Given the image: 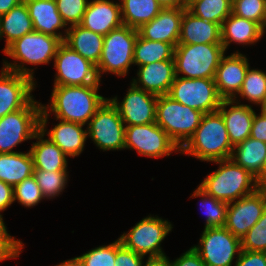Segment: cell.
Instances as JSON below:
<instances>
[{"mask_svg": "<svg viewBox=\"0 0 266 266\" xmlns=\"http://www.w3.org/2000/svg\"><path fill=\"white\" fill-rule=\"evenodd\" d=\"M5 223L4 215L0 214V243H25L21 239H17L14 235L12 236Z\"/></svg>", "mask_w": 266, "mask_h": 266, "instance_id": "49", "label": "cell"}, {"mask_svg": "<svg viewBox=\"0 0 266 266\" xmlns=\"http://www.w3.org/2000/svg\"><path fill=\"white\" fill-rule=\"evenodd\" d=\"M210 163L218 167L209 172L198 185L207 195L229 204L259 188L256 178L231 158Z\"/></svg>", "mask_w": 266, "mask_h": 266, "instance_id": "4", "label": "cell"}, {"mask_svg": "<svg viewBox=\"0 0 266 266\" xmlns=\"http://www.w3.org/2000/svg\"><path fill=\"white\" fill-rule=\"evenodd\" d=\"M259 110L266 113V98H265L263 104L259 107Z\"/></svg>", "mask_w": 266, "mask_h": 266, "instance_id": "55", "label": "cell"}, {"mask_svg": "<svg viewBox=\"0 0 266 266\" xmlns=\"http://www.w3.org/2000/svg\"><path fill=\"white\" fill-rule=\"evenodd\" d=\"M183 8H164L150 22L143 24L138 30V34L152 41H161L178 45L181 32V21Z\"/></svg>", "mask_w": 266, "mask_h": 266, "instance_id": "21", "label": "cell"}, {"mask_svg": "<svg viewBox=\"0 0 266 266\" xmlns=\"http://www.w3.org/2000/svg\"><path fill=\"white\" fill-rule=\"evenodd\" d=\"M256 110L258 109L239 103L234 99L222 100L217 111L222 115L229 140L233 147L250 137L252 121Z\"/></svg>", "mask_w": 266, "mask_h": 266, "instance_id": "22", "label": "cell"}, {"mask_svg": "<svg viewBox=\"0 0 266 266\" xmlns=\"http://www.w3.org/2000/svg\"><path fill=\"white\" fill-rule=\"evenodd\" d=\"M16 153H0V180L15 186L34 173V164L27 149Z\"/></svg>", "mask_w": 266, "mask_h": 266, "instance_id": "30", "label": "cell"}, {"mask_svg": "<svg viewBox=\"0 0 266 266\" xmlns=\"http://www.w3.org/2000/svg\"><path fill=\"white\" fill-rule=\"evenodd\" d=\"M247 55L237 48L232 53L226 52L222 56L216 69L214 81L223 100L234 99L241 90L246 73L251 65L250 58Z\"/></svg>", "mask_w": 266, "mask_h": 266, "instance_id": "19", "label": "cell"}, {"mask_svg": "<svg viewBox=\"0 0 266 266\" xmlns=\"http://www.w3.org/2000/svg\"><path fill=\"white\" fill-rule=\"evenodd\" d=\"M175 46L161 41H152L137 36L134 46V67L174 59Z\"/></svg>", "mask_w": 266, "mask_h": 266, "instance_id": "33", "label": "cell"}, {"mask_svg": "<svg viewBox=\"0 0 266 266\" xmlns=\"http://www.w3.org/2000/svg\"><path fill=\"white\" fill-rule=\"evenodd\" d=\"M52 66L56 70L52 85L88 86L103 84L99 80L96 65L72 50L64 42L59 45Z\"/></svg>", "mask_w": 266, "mask_h": 266, "instance_id": "13", "label": "cell"}, {"mask_svg": "<svg viewBox=\"0 0 266 266\" xmlns=\"http://www.w3.org/2000/svg\"><path fill=\"white\" fill-rule=\"evenodd\" d=\"M250 137L266 143V113L259 109L254 114Z\"/></svg>", "mask_w": 266, "mask_h": 266, "instance_id": "46", "label": "cell"}, {"mask_svg": "<svg viewBox=\"0 0 266 266\" xmlns=\"http://www.w3.org/2000/svg\"><path fill=\"white\" fill-rule=\"evenodd\" d=\"M86 266H115L116 239L109 244L95 246L80 255Z\"/></svg>", "mask_w": 266, "mask_h": 266, "instance_id": "40", "label": "cell"}, {"mask_svg": "<svg viewBox=\"0 0 266 266\" xmlns=\"http://www.w3.org/2000/svg\"><path fill=\"white\" fill-rule=\"evenodd\" d=\"M80 25L103 36L121 27L119 0H89Z\"/></svg>", "mask_w": 266, "mask_h": 266, "instance_id": "23", "label": "cell"}, {"mask_svg": "<svg viewBox=\"0 0 266 266\" xmlns=\"http://www.w3.org/2000/svg\"><path fill=\"white\" fill-rule=\"evenodd\" d=\"M69 171L34 170L33 175L45 200L53 201L65 192L70 181Z\"/></svg>", "mask_w": 266, "mask_h": 266, "instance_id": "37", "label": "cell"}, {"mask_svg": "<svg viewBox=\"0 0 266 266\" xmlns=\"http://www.w3.org/2000/svg\"><path fill=\"white\" fill-rule=\"evenodd\" d=\"M204 113L174 101L168 95L158 96L156 123L181 149L193 136Z\"/></svg>", "mask_w": 266, "mask_h": 266, "instance_id": "7", "label": "cell"}, {"mask_svg": "<svg viewBox=\"0 0 266 266\" xmlns=\"http://www.w3.org/2000/svg\"><path fill=\"white\" fill-rule=\"evenodd\" d=\"M138 30L126 25L111 30L104 35V45L101 58L96 65L99 80L103 82V75H114L117 79L130 76L134 68V46Z\"/></svg>", "mask_w": 266, "mask_h": 266, "instance_id": "5", "label": "cell"}, {"mask_svg": "<svg viewBox=\"0 0 266 266\" xmlns=\"http://www.w3.org/2000/svg\"><path fill=\"white\" fill-rule=\"evenodd\" d=\"M64 43L97 65L102 54L104 36L79 25L68 27Z\"/></svg>", "mask_w": 266, "mask_h": 266, "instance_id": "28", "label": "cell"}, {"mask_svg": "<svg viewBox=\"0 0 266 266\" xmlns=\"http://www.w3.org/2000/svg\"><path fill=\"white\" fill-rule=\"evenodd\" d=\"M266 37V32L251 20L241 18L231 13L221 25V42L225 52L231 45L247 48L258 44Z\"/></svg>", "mask_w": 266, "mask_h": 266, "instance_id": "24", "label": "cell"}, {"mask_svg": "<svg viewBox=\"0 0 266 266\" xmlns=\"http://www.w3.org/2000/svg\"><path fill=\"white\" fill-rule=\"evenodd\" d=\"M21 2H23V0H0V16L6 14Z\"/></svg>", "mask_w": 266, "mask_h": 266, "instance_id": "52", "label": "cell"}, {"mask_svg": "<svg viewBox=\"0 0 266 266\" xmlns=\"http://www.w3.org/2000/svg\"><path fill=\"white\" fill-rule=\"evenodd\" d=\"M232 13L256 22L266 32L265 0H232Z\"/></svg>", "mask_w": 266, "mask_h": 266, "instance_id": "39", "label": "cell"}, {"mask_svg": "<svg viewBox=\"0 0 266 266\" xmlns=\"http://www.w3.org/2000/svg\"><path fill=\"white\" fill-rule=\"evenodd\" d=\"M172 221L149 214L135 223L128 231L120 234L121 244L137 254L145 257H159L167 255L164 252L163 241L173 231Z\"/></svg>", "mask_w": 266, "mask_h": 266, "instance_id": "6", "label": "cell"}, {"mask_svg": "<svg viewBox=\"0 0 266 266\" xmlns=\"http://www.w3.org/2000/svg\"><path fill=\"white\" fill-rule=\"evenodd\" d=\"M259 188H266V159L261 170V175L256 179Z\"/></svg>", "mask_w": 266, "mask_h": 266, "instance_id": "54", "label": "cell"}, {"mask_svg": "<svg viewBox=\"0 0 266 266\" xmlns=\"http://www.w3.org/2000/svg\"><path fill=\"white\" fill-rule=\"evenodd\" d=\"M233 146L229 140L222 115L216 111L203 114L193 136L180 149V156L210 163L230 159Z\"/></svg>", "mask_w": 266, "mask_h": 266, "instance_id": "3", "label": "cell"}, {"mask_svg": "<svg viewBox=\"0 0 266 266\" xmlns=\"http://www.w3.org/2000/svg\"><path fill=\"white\" fill-rule=\"evenodd\" d=\"M266 210V188H258L254 193L229 203L226 212L227 228L241 239Z\"/></svg>", "mask_w": 266, "mask_h": 266, "instance_id": "16", "label": "cell"}, {"mask_svg": "<svg viewBox=\"0 0 266 266\" xmlns=\"http://www.w3.org/2000/svg\"><path fill=\"white\" fill-rule=\"evenodd\" d=\"M265 98L266 71L264 69H259L258 67L255 68L250 66L246 73L241 90L234 98V100L252 107L255 106L259 109V107L263 104Z\"/></svg>", "mask_w": 266, "mask_h": 266, "instance_id": "34", "label": "cell"}, {"mask_svg": "<svg viewBox=\"0 0 266 266\" xmlns=\"http://www.w3.org/2000/svg\"><path fill=\"white\" fill-rule=\"evenodd\" d=\"M31 143L29 151L33 159L34 170L69 171V157L40 130Z\"/></svg>", "mask_w": 266, "mask_h": 266, "instance_id": "27", "label": "cell"}, {"mask_svg": "<svg viewBox=\"0 0 266 266\" xmlns=\"http://www.w3.org/2000/svg\"><path fill=\"white\" fill-rule=\"evenodd\" d=\"M127 149L136 151L140 157L156 160L180 154L179 147L156 122L125 126L124 150Z\"/></svg>", "mask_w": 266, "mask_h": 266, "instance_id": "12", "label": "cell"}, {"mask_svg": "<svg viewBox=\"0 0 266 266\" xmlns=\"http://www.w3.org/2000/svg\"><path fill=\"white\" fill-rule=\"evenodd\" d=\"M231 159L257 179L265 163L266 143L249 137L233 147Z\"/></svg>", "mask_w": 266, "mask_h": 266, "instance_id": "31", "label": "cell"}, {"mask_svg": "<svg viewBox=\"0 0 266 266\" xmlns=\"http://www.w3.org/2000/svg\"><path fill=\"white\" fill-rule=\"evenodd\" d=\"M192 248L207 266H234L241 249V239L225 227H206Z\"/></svg>", "mask_w": 266, "mask_h": 266, "instance_id": "10", "label": "cell"}, {"mask_svg": "<svg viewBox=\"0 0 266 266\" xmlns=\"http://www.w3.org/2000/svg\"><path fill=\"white\" fill-rule=\"evenodd\" d=\"M178 44H222L221 26L195 16L186 8Z\"/></svg>", "mask_w": 266, "mask_h": 266, "instance_id": "26", "label": "cell"}, {"mask_svg": "<svg viewBox=\"0 0 266 266\" xmlns=\"http://www.w3.org/2000/svg\"><path fill=\"white\" fill-rule=\"evenodd\" d=\"M101 85H53L48 102L42 109L52 118L87 125L108 99L100 94Z\"/></svg>", "mask_w": 266, "mask_h": 266, "instance_id": "1", "label": "cell"}, {"mask_svg": "<svg viewBox=\"0 0 266 266\" xmlns=\"http://www.w3.org/2000/svg\"><path fill=\"white\" fill-rule=\"evenodd\" d=\"M126 91L123 99L119 95L108 97L117 108L125 126L154 123L158 96L136 87L132 82Z\"/></svg>", "mask_w": 266, "mask_h": 266, "instance_id": "15", "label": "cell"}, {"mask_svg": "<svg viewBox=\"0 0 266 266\" xmlns=\"http://www.w3.org/2000/svg\"><path fill=\"white\" fill-rule=\"evenodd\" d=\"M61 43L55 36L33 31L15 40L4 50L3 55L12 61L5 57L1 65L4 69L27 76L38 84V79L35 78L37 67L53 64Z\"/></svg>", "mask_w": 266, "mask_h": 266, "instance_id": "2", "label": "cell"}, {"mask_svg": "<svg viewBox=\"0 0 266 266\" xmlns=\"http://www.w3.org/2000/svg\"><path fill=\"white\" fill-rule=\"evenodd\" d=\"M25 248V243H0V263L20 257Z\"/></svg>", "mask_w": 266, "mask_h": 266, "instance_id": "47", "label": "cell"}, {"mask_svg": "<svg viewBox=\"0 0 266 266\" xmlns=\"http://www.w3.org/2000/svg\"><path fill=\"white\" fill-rule=\"evenodd\" d=\"M14 203L13 186L0 180V214L4 215V211Z\"/></svg>", "mask_w": 266, "mask_h": 266, "instance_id": "48", "label": "cell"}, {"mask_svg": "<svg viewBox=\"0 0 266 266\" xmlns=\"http://www.w3.org/2000/svg\"><path fill=\"white\" fill-rule=\"evenodd\" d=\"M14 202L22 207L31 209L45 201L41 188L37 184L34 175L25 178L22 182L13 187Z\"/></svg>", "mask_w": 266, "mask_h": 266, "instance_id": "38", "label": "cell"}, {"mask_svg": "<svg viewBox=\"0 0 266 266\" xmlns=\"http://www.w3.org/2000/svg\"><path fill=\"white\" fill-rule=\"evenodd\" d=\"M225 53L222 44H178L174 52L175 76L214 78Z\"/></svg>", "mask_w": 266, "mask_h": 266, "instance_id": "8", "label": "cell"}, {"mask_svg": "<svg viewBox=\"0 0 266 266\" xmlns=\"http://www.w3.org/2000/svg\"><path fill=\"white\" fill-rule=\"evenodd\" d=\"M32 19L33 29L59 38L62 42L68 27L57 10L55 0H23Z\"/></svg>", "mask_w": 266, "mask_h": 266, "instance_id": "25", "label": "cell"}, {"mask_svg": "<svg viewBox=\"0 0 266 266\" xmlns=\"http://www.w3.org/2000/svg\"><path fill=\"white\" fill-rule=\"evenodd\" d=\"M136 68L135 76H131L130 82L153 95H168L175 78L174 59L156 61Z\"/></svg>", "mask_w": 266, "mask_h": 266, "instance_id": "20", "label": "cell"}, {"mask_svg": "<svg viewBox=\"0 0 266 266\" xmlns=\"http://www.w3.org/2000/svg\"><path fill=\"white\" fill-rule=\"evenodd\" d=\"M145 256L125 248L119 238L116 239L115 266H143Z\"/></svg>", "mask_w": 266, "mask_h": 266, "instance_id": "43", "label": "cell"}, {"mask_svg": "<svg viewBox=\"0 0 266 266\" xmlns=\"http://www.w3.org/2000/svg\"><path fill=\"white\" fill-rule=\"evenodd\" d=\"M54 266H86L80 256H75L67 260L61 261Z\"/></svg>", "mask_w": 266, "mask_h": 266, "instance_id": "53", "label": "cell"}, {"mask_svg": "<svg viewBox=\"0 0 266 266\" xmlns=\"http://www.w3.org/2000/svg\"><path fill=\"white\" fill-rule=\"evenodd\" d=\"M123 25L139 29L163 9L157 0H119Z\"/></svg>", "mask_w": 266, "mask_h": 266, "instance_id": "32", "label": "cell"}, {"mask_svg": "<svg viewBox=\"0 0 266 266\" xmlns=\"http://www.w3.org/2000/svg\"><path fill=\"white\" fill-rule=\"evenodd\" d=\"M234 266H266V252L242 250Z\"/></svg>", "mask_w": 266, "mask_h": 266, "instance_id": "44", "label": "cell"}, {"mask_svg": "<svg viewBox=\"0 0 266 266\" xmlns=\"http://www.w3.org/2000/svg\"><path fill=\"white\" fill-rule=\"evenodd\" d=\"M187 9L195 16L221 26L232 13V0H187Z\"/></svg>", "mask_w": 266, "mask_h": 266, "instance_id": "35", "label": "cell"}, {"mask_svg": "<svg viewBox=\"0 0 266 266\" xmlns=\"http://www.w3.org/2000/svg\"><path fill=\"white\" fill-rule=\"evenodd\" d=\"M157 1L163 9L187 7V0H157Z\"/></svg>", "mask_w": 266, "mask_h": 266, "instance_id": "51", "label": "cell"}, {"mask_svg": "<svg viewBox=\"0 0 266 266\" xmlns=\"http://www.w3.org/2000/svg\"><path fill=\"white\" fill-rule=\"evenodd\" d=\"M39 84L31 78L9 71L0 70V118L25 108L34 98Z\"/></svg>", "mask_w": 266, "mask_h": 266, "instance_id": "18", "label": "cell"}, {"mask_svg": "<svg viewBox=\"0 0 266 266\" xmlns=\"http://www.w3.org/2000/svg\"><path fill=\"white\" fill-rule=\"evenodd\" d=\"M32 19L29 16L25 2L13 7L9 12L0 16V42L4 40V50L15 40L33 32Z\"/></svg>", "mask_w": 266, "mask_h": 266, "instance_id": "29", "label": "cell"}, {"mask_svg": "<svg viewBox=\"0 0 266 266\" xmlns=\"http://www.w3.org/2000/svg\"><path fill=\"white\" fill-rule=\"evenodd\" d=\"M168 96L204 114L216 112L223 100L214 78L187 79L175 76Z\"/></svg>", "mask_w": 266, "mask_h": 266, "instance_id": "14", "label": "cell"}, {"mask_svg": "<svg viewBox=\"0 0 266 266\" xmlns=\"http://www.w3.org/2000/svg\"><path fill=\"white\" fill-rule=\"evenodd\" d=\"M190 199H200V208L205 215V221L203 228L206 227H224L226 222V212L228 204L223 201L207 195L201 187H197L193 190ZM199 201L197 204L199 205ZM200 209V210H201Z\"/></svg>", "mask_w": 266, "mask_h": 266, "instance_id": "36", "label": "cell"}, {"mask_svg": "<svg viewBox=\"0 0 266 266\" xmlns=\"http://www.w3.org/2000/svg\"><path fill=\"white\" fill-rule=\"evenodd\" d=\"M171 266H207L199 254L191 247L184 251L179 257L170 259Z\"/></svg>", "mask_w": 266, "mask_h": 266, "instance_id": "45", "label": "cell"}, {"mask_svg": "<svg viewBox=\"0 0 266 266\" xmlns=\"http://www.w3.org/2000/svg\"><path fill=\"white\" fill-rule=\"evenodd\" d=\"M86 127L89 141L99 151H124L125 124L109 99L97 110Z\"/></svg>", "mask_w": 266, "mask_h": 266, "instance_id": "11", "label": "cell"}, {"mask_svg": "<svg viewBox=\"0 0 266 266\" xmlns=\"http://www.w3.org/2000/svg\"><path fill=\"white\" fill-rule=\"evenodd\" d=\"M57 10L67 27L79 25L89 0H55Z\"/></svg>", "mask_w": 266, "mask_h": 266, "instance_id": "42", "label": "cell"}, {"mask_svg": "<svg viewBox=\"0 0 266 266\" xmlns=\"http://www.w3.org/2000/svg\"><path fill=\"white\" fill-rule=\"evenodd\" d=\"M143 266H171V262L167 255L159 257H145Z\"/></svg>", "mask_w": 266, "mask_h": 266, "instance_id": "50", "label": "cell"}, {"mask_svg": "<svg viewBox=\"0 0 266 266\" xmlns=\"http://www.w3.org/2000/svg\"><path fill=\"white\" fill-rule=\"evenodd\" d=\"M41 103L34 98L25 108L0 118V153L20 152L14 148L33 140L40 130Z\"/></svg>", "mask_w": 266, "mask_h": 266, "instance_id": "9", "label": "cell"}, {"mask_svg": "<svg viewBox=\"0 0 266 266\" xmlns=\"http://www.w3.org/2000/svg\"><path fill=\"white\" fill-rule=\"evenodd\" d=\"M51 117L42 109L40 114V131L56 144L69 158H77L84 151L87 137V127L82 124L62 121ZM57 121L50 123L49 120ZM52 124L49 129L47 124Z\"/></svg>", "mask_w": 266, "mask_h": 266, "instance_id": "17", "label": "cell"}, {"mask_svg": "<svg viewBox=\"0 0 266 266\" xmlns=\"http://www.w3.org/2000/svg\"><path fill=\"white\" fill-rule=\"evenodd\" d=\"M241 249L266 252V210L257 223L241 238Z\"/></svg>", "mask_w": 266, "mask_h": 266, "instance_id": "41", "label": "cell"}]
</instances>
